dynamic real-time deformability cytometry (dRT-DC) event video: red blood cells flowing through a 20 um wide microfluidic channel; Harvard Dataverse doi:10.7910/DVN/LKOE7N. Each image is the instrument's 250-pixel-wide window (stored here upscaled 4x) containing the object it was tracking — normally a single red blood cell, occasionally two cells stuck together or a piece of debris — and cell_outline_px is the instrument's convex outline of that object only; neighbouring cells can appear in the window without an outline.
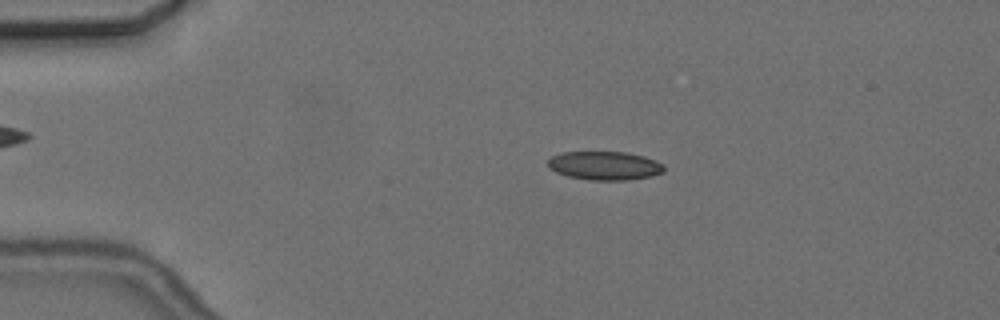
{"species": "common noctule bat (a hibernating species)", "species_latin": "Nyctalus noctula", "temperature_condition": "cold", "stored_images_in_passage": 8, "camera_frame_rate_fps": 3000, "um_per_image_px": 0.085, "animal": {"sex": "female", "body_mass_g": 24.6, "forearm_length_mm": 56.2}, "frame": {"image": 1, "passage_image": 4, "time_ms": 3.667, "image_size_px": [1000, 320], "cell_outline_px": [[664, 172], [652, 176], [628, 180], [588, 180], [568, 176], [556, 172], [548, 168], [548, 160], [552, 156], [560, 152], [628, 152], [644, 156], [656, 160], [664, 164]], "centroid_in_image_um": [51.41, 14.08], "position_along_channel_um": 33.6, "area_um2": 19.59}}
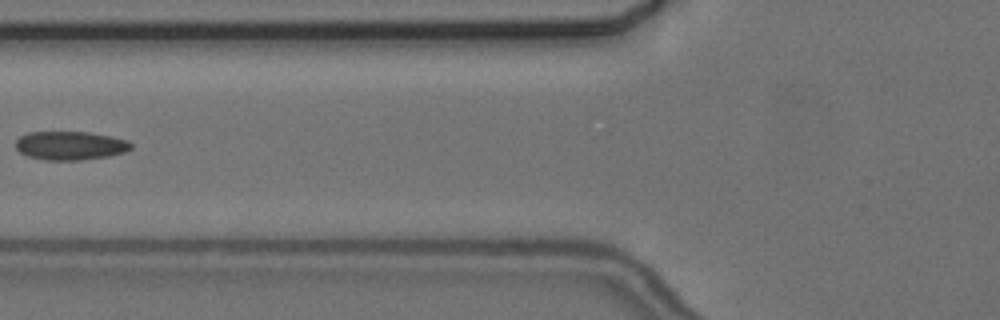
{"frame": {"image": 2, "passage_image": 7, "time_ms": 7.333, "image_size_px": [1000, 320], "cell_outline_px": [[132, 148], [124, 152], [108, 156], [80, 160], [44, 160], [28, 156], [20, 152], [16, 148], [16, 140], [20, 136], [28, 132], [88, 132], [112, 136], [128, 140], [132, 144]], "centroid_in_image_um": [5.98, 12.37], "position_along_channel_um": 119.8, "area_um2": 19.31}}
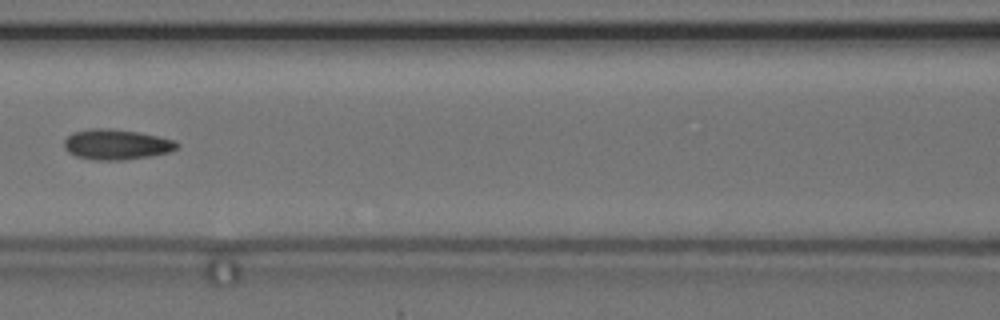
{"frame": {"image": 3, "passage_image": 8, "time_ms": 8.333, "image_size_px": [1000, 320], "cell_outline_px": [[180, 144], [176, 148], [168, 152], [148, 156], [120, 160], [96, 160], [76, 156], [68, 152], [64, 148], [64, 140], [72, 132], [92, 128], [108, 128], [136, 132], [176, 140]], "centroid_in_image_um": [9.86, 12.27], "position_along_channel_um": 156.7, "area_um2": 19.77}}